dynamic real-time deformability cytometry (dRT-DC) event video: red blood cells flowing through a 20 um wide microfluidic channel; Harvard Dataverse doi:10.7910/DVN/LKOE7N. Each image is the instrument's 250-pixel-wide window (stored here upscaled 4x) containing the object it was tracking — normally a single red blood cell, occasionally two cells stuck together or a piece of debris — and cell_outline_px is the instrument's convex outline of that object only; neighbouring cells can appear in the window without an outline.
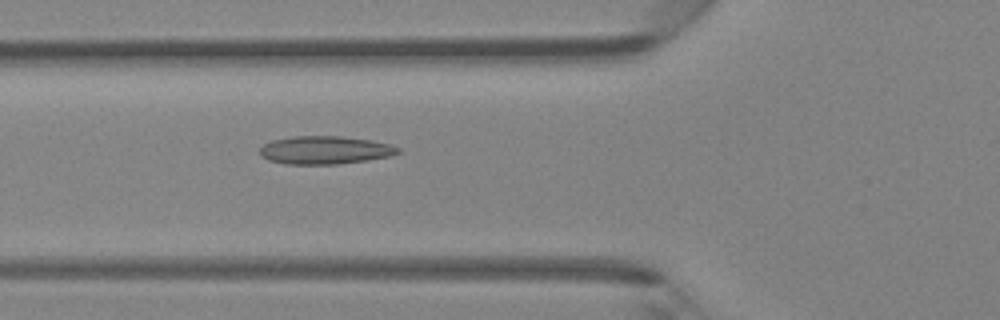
{"species": "Egyptian fruit bat (a non-hibernating species)", "species_latin": "Rousettus aegyptiacus", "temperature_condition": "room temperature", "stored_images_in_passage": 46, "camera_frame_rate_fps": 3000, "um_per_image_px": 0.085, "animal": {"sex": "female"}, "frame": {"image": 1, "passage_image": 17, "time_ms": 5.333, "image_size_px": [1000, 320], "cell_outline_px": [[400, 152], [392, 156], [368, 160], [336, 164], [284, 164], [268, 160], [260, 156], [260, 148], [264, 144], [272, 140], [292, 136], [340, 136], [372, 140], [392, 144], [400, 148]], "centroid_in_image_um": [27.64, 12.76], "position_along_channel_um": 98.2, "area_um2": 22.83}}
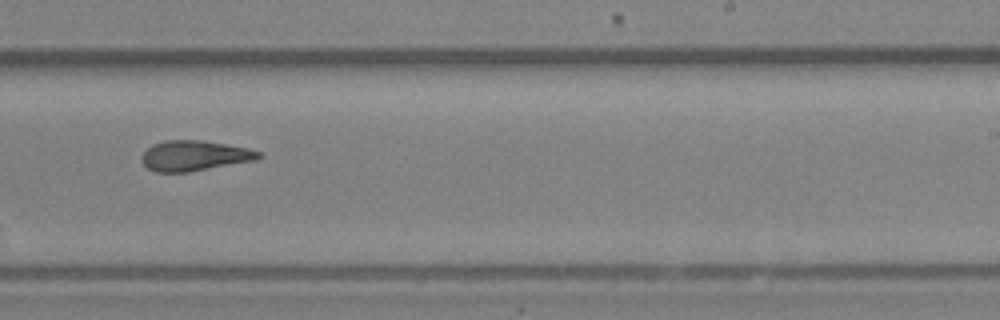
{"frame": {"image": 2, "passage_image": 29, "time_ms": 9.333, "image_size_px": [1000, 320], "cell_outline_px": [[264, 156], [256, 160], [188, 172], [156, 172], [148, 168], [140, 160], [144, 152], [152, 144], [164, 140], [200, 140], [248, 148], [260, 152]], "centroid_in_image_um": [16.52, 13.23], "position_along_channel_um": 272.5, "area_um2": 20.58}}
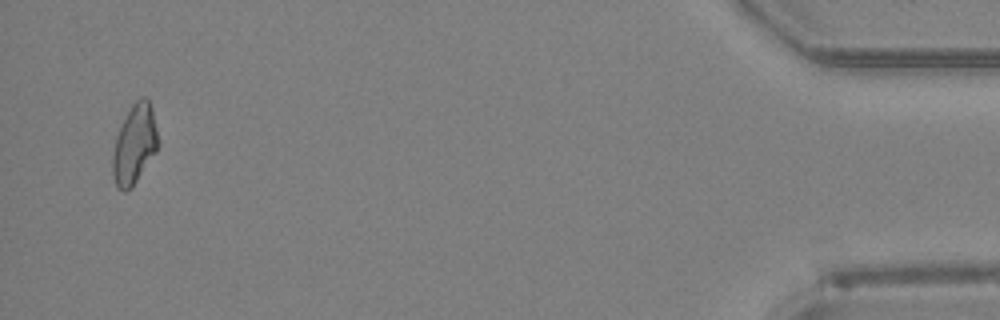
{"frame": {"image": 3, "passage_image": 45, "time_ms": 14.667, "image_size_px": [1000, 320], "cell_outline_px": [[160, 144], [156, 152], [132, 188], [124, 192], [116, 188], [112, 176], [112, 156], [116, 136], [132, 104], [136, 100], [144, 96], [148, 100], [152, 108]], "centroid_in_image_um": [11.43, 12.32], "position_along_channel_um": 423.8, "area_um2": 21.15}, "authors_computed_cell_mechanics": {"area_um2": 20.9236, "velocity_mm_per_s": 4.3725, "shape_relaxation_time_tau1_ms": null, "shape_relaxation_time_tau2_ms": 3.6273, "deformation_change_tau1": null, "deformation_change_tau2": 0.113}}